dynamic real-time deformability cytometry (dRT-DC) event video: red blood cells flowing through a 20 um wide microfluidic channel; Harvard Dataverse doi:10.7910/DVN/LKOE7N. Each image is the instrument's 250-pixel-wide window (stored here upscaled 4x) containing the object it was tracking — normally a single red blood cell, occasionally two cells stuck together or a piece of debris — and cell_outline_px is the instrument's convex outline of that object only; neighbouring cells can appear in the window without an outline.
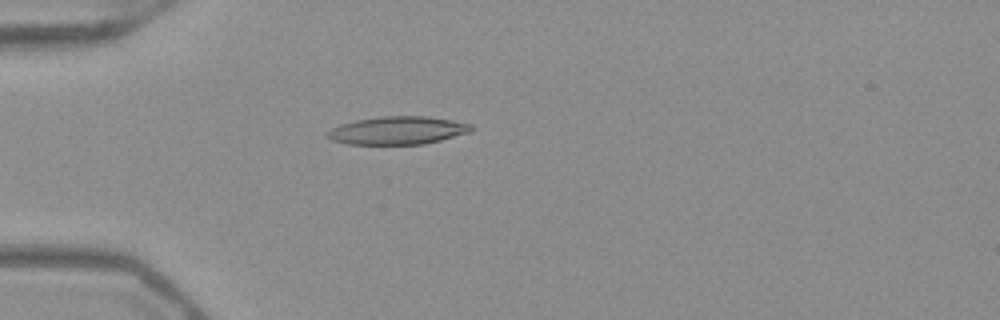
{"species": "Egyptian fruit bat (a non-hibernating species)", "species_latin": "Rousettus aegyptiacus", "temperature_condition": "warm", "stored_images_in_passage": 43, "camera_frame_rate_fps": 3000, "um_per_image_px": 0.085, "frame": {"image": 1, "passage_image": 7, "time_ms": 2.0, "image_size_px": [1000, 320], "cell_outline_px": [[472, 132], [424, 144], [348, 144], [332, 140], [328, 136], [328, 132], [332, 128], [340, 124], [356, 120], [380, 116], [428, 116], [452, 120], [472, 124]], "centroid_in_image_um": [33.84, 11.08], "position_along_channel_um": 51.2, "area_um2": 23.41}}
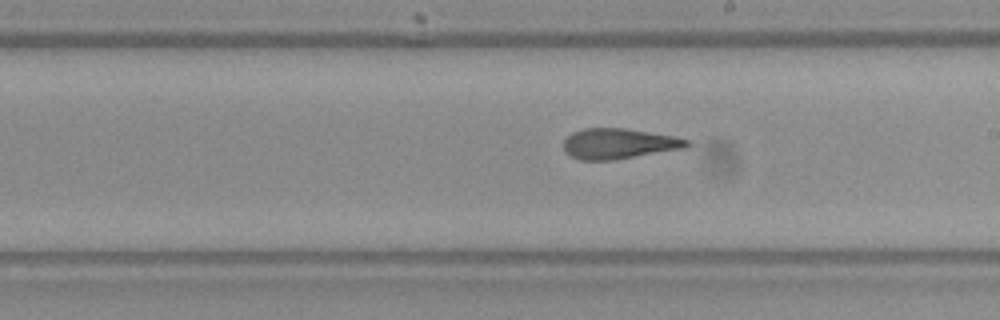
{"frame": {"image": 2, "passage_image": 22, "time_ms": 7.0, "image_size_px": [1000, 320], "cell_outline_px": [[692, 144], [688, 148], [616, 160], [580, 160], [564, 152], [564, 140], [572, 132], [584, 128], [624, 128], [672, 136], [688, 140]], "centroid_in_image_um": [52.62, 12.22], "position_along_channel_um": 236.4, "area_um2": 22.02}}
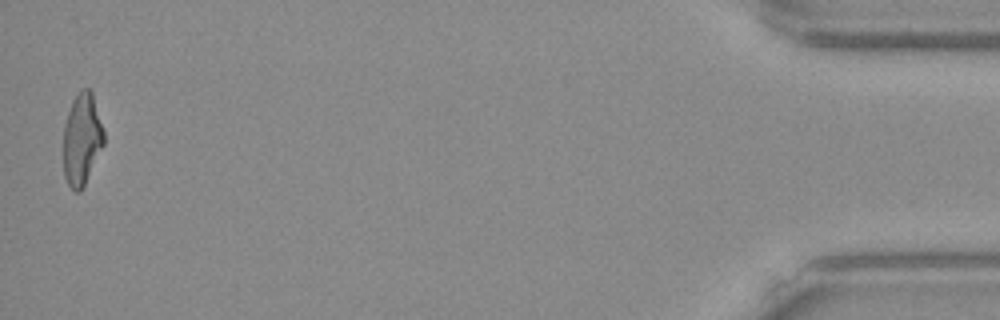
{"frame": {"image": 3, "passage_image": 43, "time_ms": 14.0, "image_size_px": [1000, 320], "cell_outline_px": [[104, 144], [80, 192], [76, 192], [68, 184], [64, 176], [64, 124], [72, 100], [84, 88], [88, 88], [92, 92], [104, 132]], "centroid_in_image_um": [6.96, 11.83], "position_along_channel_um": 428.2, "area_um2": 21.27}, "authors_computed_cell_mechanics": {"area_um2": 22.3108, "velocity_mm_per_s": 3.9824, "shape_relaxation_time_tau1_ms": null, "shape_relaxation_time_tau2_ms": 2.8122, "deformation_change_tau1": null, "deformation_change_tau2": 0.1271}}